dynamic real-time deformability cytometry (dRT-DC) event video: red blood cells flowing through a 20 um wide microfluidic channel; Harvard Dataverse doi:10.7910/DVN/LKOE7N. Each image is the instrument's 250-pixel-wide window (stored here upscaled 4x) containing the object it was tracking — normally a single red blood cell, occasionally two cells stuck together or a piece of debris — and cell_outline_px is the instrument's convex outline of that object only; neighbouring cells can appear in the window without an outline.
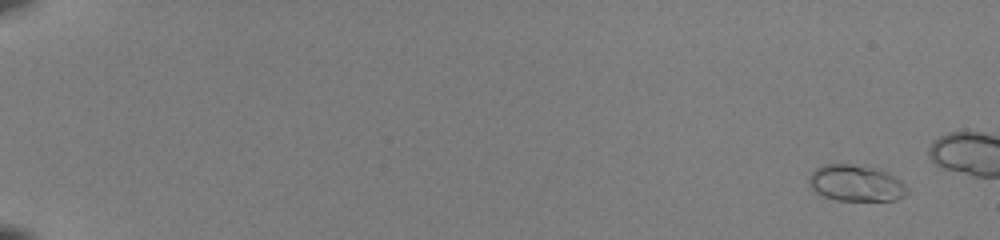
{"species": "common noctule bat (a hibernating species)", "species_latin": "Nyctalus noctula", "temperature_condition": "room temperature", "stored_images_in_passage": 16, "camera_frame_rate_fps": 3000, "um_per_image_px": 0.085, "animal": {"sex": "female", "body_mass_g": 22.0, "forearm_length_mm": 56.7}, "frame": {"image": 1, "passage_image": 1, "time_ms": 0.0, "image_size_px": [1000, 240], "cell_outline_px": [[908, 192], [904, 196], [896, 200], [836, 200], [824, 196], [816, 192], [808, 184], [808, 176], [816, 168], [824, 164], [852, 164], [880, 168], [900, 180], [908, 188]], "centroid_in_image_um": [72.75, 15.56], "position_along_channel_um": 12.2, "area_um2": 20.92}}